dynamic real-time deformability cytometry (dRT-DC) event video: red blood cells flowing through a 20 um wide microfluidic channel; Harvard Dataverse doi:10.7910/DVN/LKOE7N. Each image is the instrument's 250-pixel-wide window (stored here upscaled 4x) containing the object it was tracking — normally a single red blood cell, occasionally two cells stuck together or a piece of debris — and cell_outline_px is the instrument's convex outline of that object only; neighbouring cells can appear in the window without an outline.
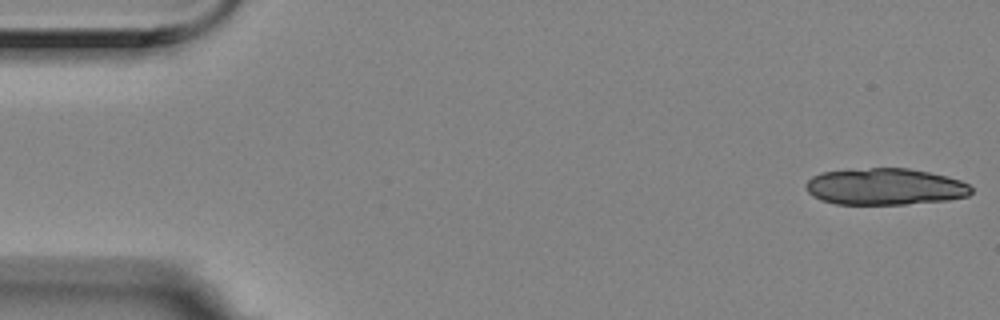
{"species": "Egyptian fruit bat (a non-hibernating species)", "species_latin": "Rousettus aegyptiacus", "temperature_condition": "room temperature", "stored_images_in_passage": 4, "camera_frame_rate_fps": 3000, "um_per_image_px": 0.085, "animal": {"sex": "female"}, "frame": {"image": 1, "passage_image": 1, "time_ms": 0.0, "image_size_px": [1000, 320], "cell_outline_px": [[972, 192], [968, 196], [948, 200], [908, 204], [836, 204], [820, 200], [812, 196], [804, 188], [804, 184], [812, 176], [820, 172], [848, 168], [908, 168], [948, 176], [960, 180], [968, 184], [972, 188]], "centroid_in_image_um": [75.18, 15.86], "position_along_channel_um": 9.8, "area_um2": 35.89}}